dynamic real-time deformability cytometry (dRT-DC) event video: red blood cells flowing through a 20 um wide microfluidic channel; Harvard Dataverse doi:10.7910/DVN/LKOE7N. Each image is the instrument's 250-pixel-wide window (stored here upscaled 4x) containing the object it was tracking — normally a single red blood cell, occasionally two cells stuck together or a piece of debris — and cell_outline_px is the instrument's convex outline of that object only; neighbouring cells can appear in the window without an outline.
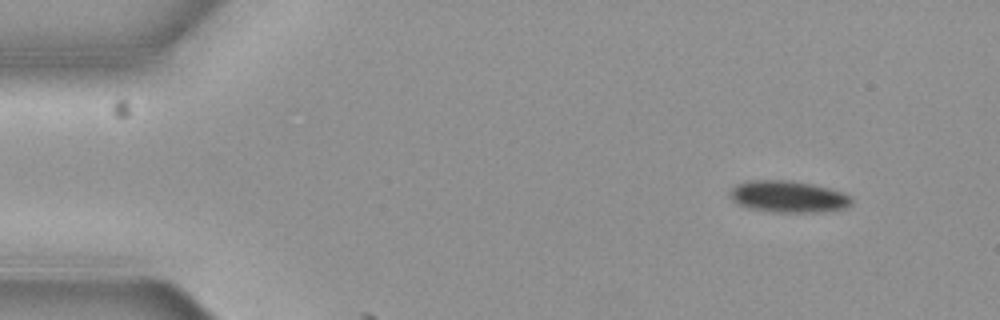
{"species": "common noctule bat (a hibernating species)", "species_latin": "Nyctalus noctula", "temperature_condition": "cold", "stored_images_in_passage": 2, "camera_frame_rate_fps": 3000, "um_per_image_px": 0.085, "animal": {"sex": "female", "body_mass_g": 19.3, "forearm_length_mm": 54.1}, "frame": {"image": 1, "passage_image": 2, "time_ms": 0.333, "image_size_px": [1000, 320], "cell_outline_px": [[852, 200], [844, 208], [820, 212], [772, 212], [752, 208], [740, 204], [732, 200], [732, 188], [748, 180], [792, 180], [812, 184], [844, 192]], "centroid_in_image_um": [67.02, 16.7], "position_along_channel_um": 18.0, "area_um2": 22.02}}